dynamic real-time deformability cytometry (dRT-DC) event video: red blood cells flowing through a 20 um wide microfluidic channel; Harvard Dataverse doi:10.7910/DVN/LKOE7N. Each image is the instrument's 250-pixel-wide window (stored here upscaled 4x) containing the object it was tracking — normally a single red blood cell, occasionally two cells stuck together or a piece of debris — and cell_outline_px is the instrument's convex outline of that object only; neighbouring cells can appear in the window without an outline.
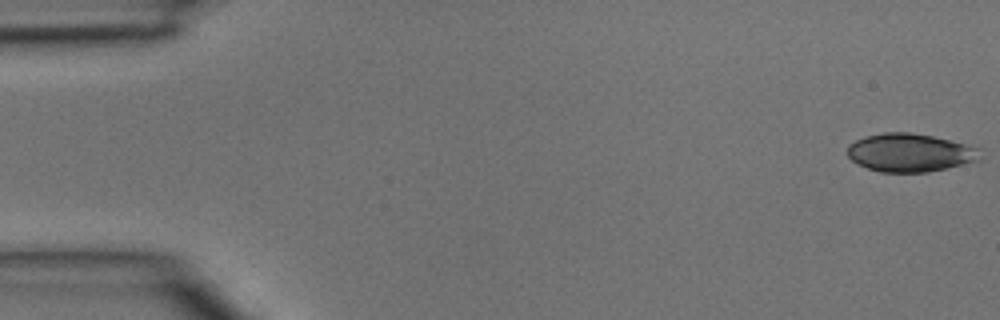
{"species": "common noctule bat (a hibernating species)", "species_latin": "Nyctalus noctula", "temperature_condition": "room temperature", "stored_images_in_passage": 5, "camera_frame_rate_fps": 3000, "um_per_image_px": 0.085, "animal": {"sex": "male", "body_mass_g": 15.6}, "frame": {"image": 1, "passage_image": 1, "time_ms": 0.0, "image_size_px": [1000, 320], "cell_outline_px": [[980, 160], [928, 172], [880, 172], [868, 168], [852, 160], [848, 156], [848, 144], [864, 136], [884, 132], [908, 132], [932, 136], [980, 148]], "centroid_in_image_um": [77.33, 12.97], "position_along_channel_um": 7.7, "area_um2": 29.36}}
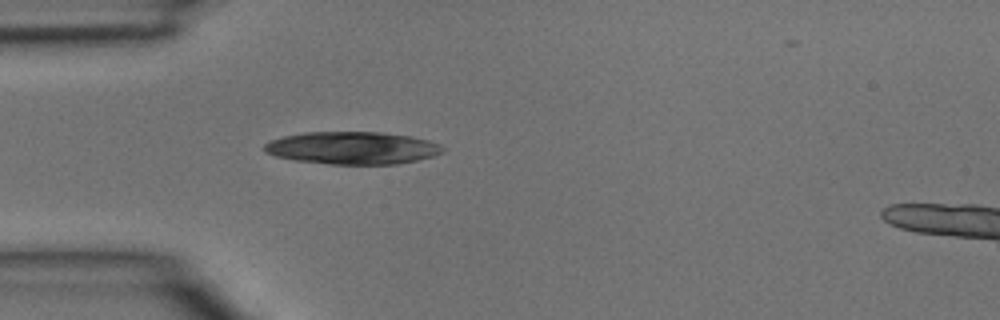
{"frame": {"image": 2, "passage_image": 4, "time_ms": 1.0, "image_size_px": [1000, 320], "cell_outline_px": [[444, 152], [432, 156], [416, 160], [396, 164], [328, 164], [296, 160], [276, 156], [264, 152], [264, 144], [272, 140], [284, 136], [304, 132], [380, 132], [412, 136], [428, 140], [440, 144], [444, 148]], "centroid_in_image_um": [29.97, 12.57], "position_along_channel_um": 55.0, "area_um2": 33.76}}